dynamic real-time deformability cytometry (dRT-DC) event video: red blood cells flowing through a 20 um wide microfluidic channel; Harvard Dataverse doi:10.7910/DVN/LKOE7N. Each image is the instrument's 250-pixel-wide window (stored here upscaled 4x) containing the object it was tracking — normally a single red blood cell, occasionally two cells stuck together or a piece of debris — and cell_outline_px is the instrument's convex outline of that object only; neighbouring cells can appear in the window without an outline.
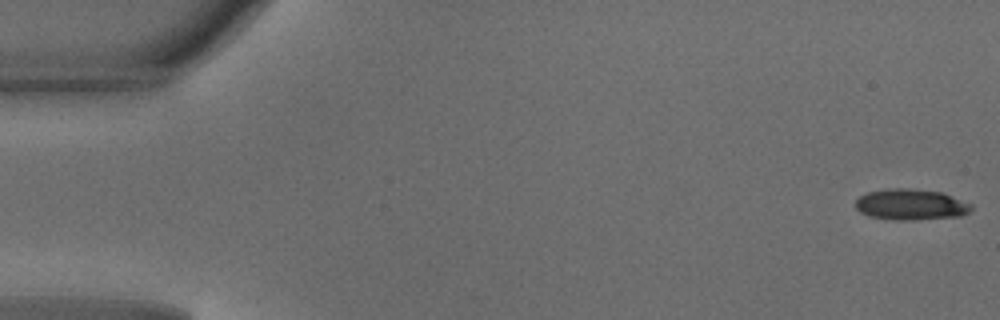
{"species": "common noctule bat (a hibernating species)", "species_latin": "Nyctalus noctula", "temperature_condition": "warm", "stored_images_in_passage": 18, "camera_frame_rate_fps": 3000, "um_per_image_px": 0.085, "animal": {"sex": "male", "body_mass_g": 18.8}, "frame": {"image": 1, "passage_image": 1, "time_ms": 0.0, "image_size_px": [1000, 320], "cell_outline_px": [[972, 208], [968, 212], [960, 216], [912, 220], [892, 220], [868, 216], [860, 212], [856, 208], [856, 200], [860, 196], [868, 192], [892, 188], [908, 188], [940, 192], [972, 204]], "centroid_in_image_um": [77.39, 17.39], "position_along_channel_um": 7.6, "area_um2": 20.75}}
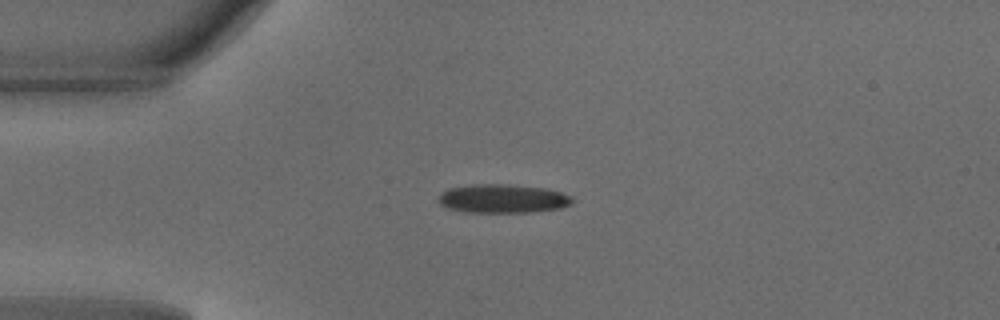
{"frame": {"image": 2, "passage_image": 12, "time_ms": 3.667, "image_size_px": [1000, 320], "cell_outline_px": [[576, 200], [572, 204], [560, 208], [528, 212], [464, 212], [448, 208], [440, 204], [436, 200], [440, 192], [448, 188], [472, 184], [508, 184], [544, 188], [560, 192], [572, 196]], "centroid_in_image_um": [42.71, 16.88], "position_along_channel_um": 42.3, "area_um2": 22.66}}
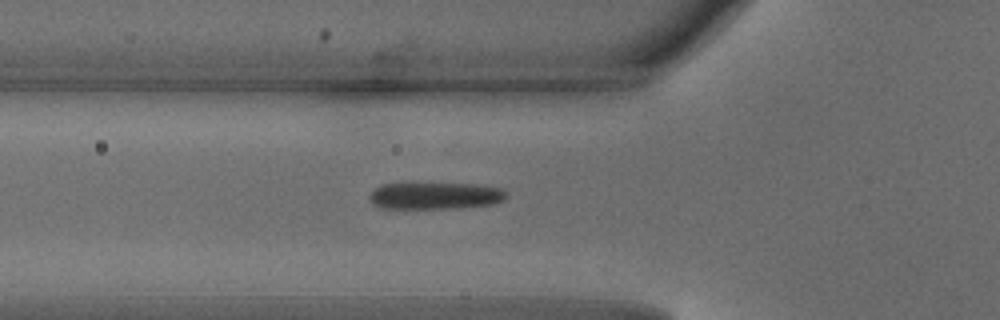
{"frame": {"image": 3, "passage_image": 17, "time_ms": 5.333, "image_size_px": [1000, 320], "cell_outline_px": [[508, 196], [504, 200], [492, 204], [464, 208], [380, 208], [372, 204], [368, 200], [368, 196], [380, 184], [480, 184], [504, 188], [508, 192]], "centroid_in_image_um": [37.04, 16.64], "position_along_channel_um": 88.8, "area_um2": 21.73}}